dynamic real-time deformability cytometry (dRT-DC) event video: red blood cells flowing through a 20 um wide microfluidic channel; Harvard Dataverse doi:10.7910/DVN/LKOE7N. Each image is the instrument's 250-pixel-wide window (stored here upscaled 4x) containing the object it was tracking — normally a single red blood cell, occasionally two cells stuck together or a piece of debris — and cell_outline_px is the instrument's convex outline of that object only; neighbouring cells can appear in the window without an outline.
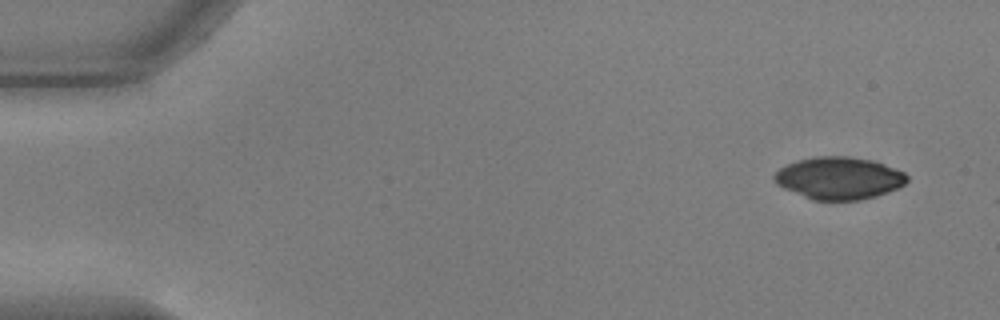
{"species": "common noctule bat (a hibernating species)", "species_latin": "Nyctalus noctula", "temperature_condition": "warm", "stored_images_in_passage": 2, "camera_frame_rate_fps": 3000, "um_per_image_px": 0.085, "animal": {"sex": "male", "body_mass_g": 17.9, "forearm_length_mm": 54.2}, "frame": {"image": 1, "passage_image": 1, "time_ms": 0.0, "image_size_px": [1000, 320], "cell_outline_px": [[908, 180], [904, 184], [888, 192], [876, 196], [860, 200], [812, 200], [784, 188], [776, 184], [772, 176], [780, 168], [796, 160], [816, 156], [848, 156], [872, 160], [896, 168], [904, 172], [908, 176]], "centroid_in_image_um": [71.31, 15.13], "position_along_channel_um": 13.7, "area_um2": 32.77}}